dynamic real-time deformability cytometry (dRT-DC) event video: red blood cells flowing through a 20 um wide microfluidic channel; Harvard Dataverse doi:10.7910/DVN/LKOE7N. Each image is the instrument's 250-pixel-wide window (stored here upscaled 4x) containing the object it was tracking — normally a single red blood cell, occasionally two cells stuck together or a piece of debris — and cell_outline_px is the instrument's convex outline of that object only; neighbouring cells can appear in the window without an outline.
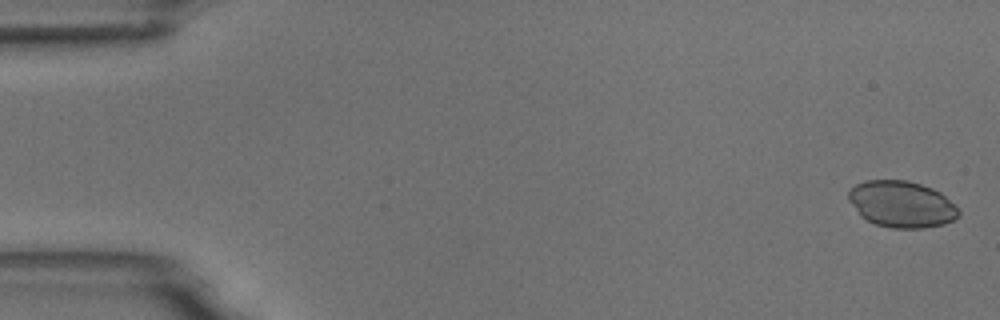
{"species": "common noctule bat (a hibernating species)", "species_latin": "Nyctalus noctula", "temperature_condition": "room temperature", "stored_images_in_passage": 5, "camera_frame_rate_fps": 3000, "um_per_image_px": 0.085, "animal": {"sex": "male", "body_mass_g": 18.8}, "frame": {"image": 1, "passage_image": 1, "time_ms": 0.0, "image_size_px": [1000, 320], "cell_outline_px": [[960, 216], [944, 224], [924, 228], [892, 228], [876, 224], [860, 216], [848, 200], [848, 192], [856, 184], [864, 180], [908, 180], [932, 188], [940, 192], [960, 212]], "centroid_in_image_um": [76.61, 17.35], "position_along_channel_um": 8.4, "area_um2": 29.71}}